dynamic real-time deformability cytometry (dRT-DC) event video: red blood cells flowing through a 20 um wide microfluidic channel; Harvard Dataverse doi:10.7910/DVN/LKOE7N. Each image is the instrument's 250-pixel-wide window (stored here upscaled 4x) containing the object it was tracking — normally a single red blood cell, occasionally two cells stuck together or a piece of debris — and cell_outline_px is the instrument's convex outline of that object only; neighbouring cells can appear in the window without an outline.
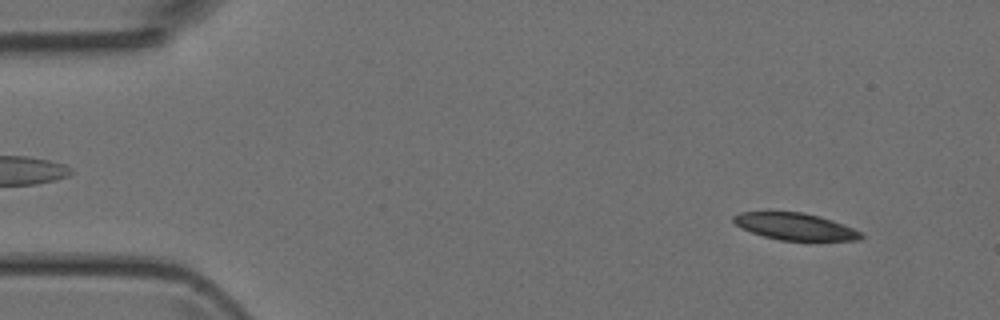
{"species": "Egyptian fruit bat (a non-hibernating species)", "species_latin": "Rousettus aegyptiacus", "temperature_condition": "room temperature", "stored_images_in_passage": 47, "camera_frame_rate_fps": 3000, "um_per_image_px": 0.085, "animal": {"sex": "female"}, "frame": {"image": 1, "passage_image": 4, "time_ms": 1.0, "image_size_px": [1000, 320], "cell_outline_px": [[864, 236], [860, 240], [780, 240], [764, 236], [740, 228], [732, 220], [732, 216], [740, 212], [800, 212], [820, 216], [832, 220], [852, 228], [860, 232]], "centroid_in_image_um": [67.55, 19.25], "position_along_channel_um": 17.4, "area_um2": 19.77}}
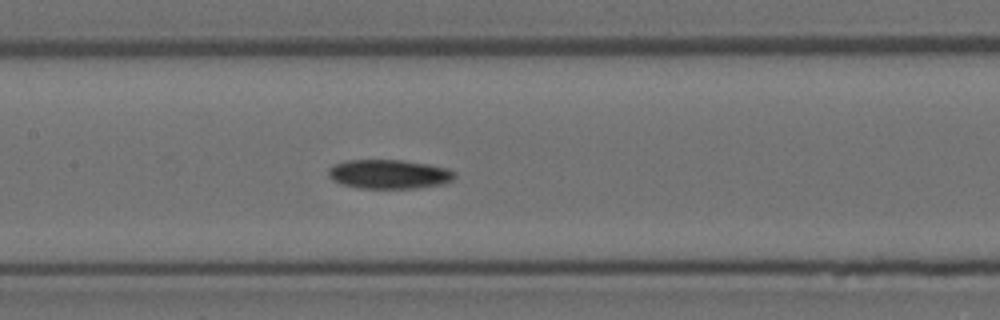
{"frame": {"image": 2, "passage_image": 22, "time_ms": 7.0, "image_size_px": [1000, 320], "cell_outline_px": [[456, 176], [452, 180], [444, 184], [416, 188], [360, 188], [340, 184], [332, 180], [328, 176], [328, 168], [336, 164], [348, 160], [404, 160], [428, 164], [448, 168], [456, 172]], "centroid_in_image_um": [33.09, 14.8], "position_along_channel_um": 174.3, "area_um2": 21.62}}
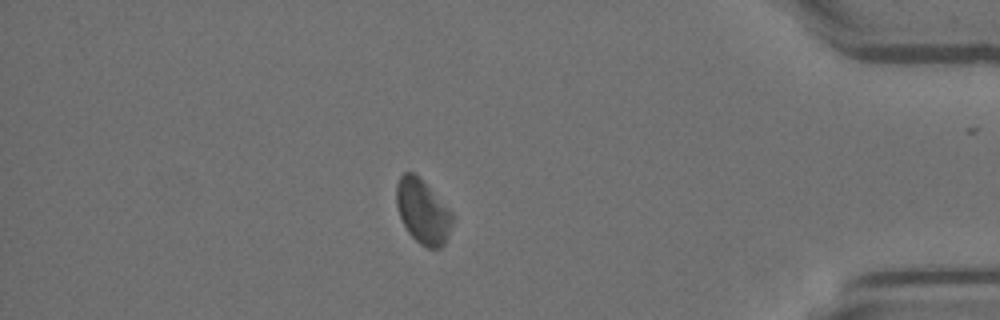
{"frame": {"image": 3, "passage_image": 41, "time_ms": 13.333, "image_size_px": [1000, 320], "cell_outline_px": [[452, 224], [448, 236], [444, 244], [440, 248], [428, 248], [420, 244], [408, 232], [400, 216], [396, 204], [396, 184], [400, 176], [404, 172], [412, 172], [420, 176], [452, 212]], "centroid_in_image_um": [35.93, 17.95], "position_along_channel_um": 399.3, "area_um2": 20.98}}